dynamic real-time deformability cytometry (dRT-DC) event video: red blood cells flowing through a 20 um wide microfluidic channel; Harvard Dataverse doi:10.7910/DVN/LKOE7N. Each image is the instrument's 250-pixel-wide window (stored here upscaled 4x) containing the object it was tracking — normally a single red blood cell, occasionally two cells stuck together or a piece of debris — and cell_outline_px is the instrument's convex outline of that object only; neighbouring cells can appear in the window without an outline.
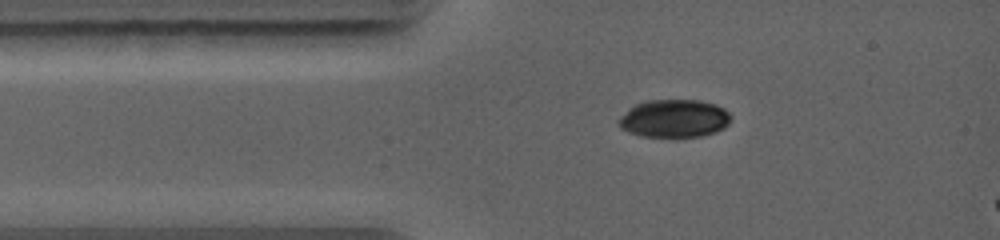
{"species": "common noctule bat (a hibernating species)", "species_latin": "Nyctalus noctula", "temperature_condition": "warm", "stored_images_in_passage": 3, "camera_frame_rate_fps": 5000, "um_per_image_px": 0.085, "animal": {"sex": "female", "body_mass_g": 19.0, "forearm_length_mm": 56.7}, "frame": {"image": 1, "passage_image": 3, "time_ms": 2.4, "image_size_px": [1000, 240], "cell_outline_px": [[732, 120], [724, 128], [716, 132], [704, 136], [640, 136], [628, 132], [620, 128], [620, 116], [628, 108], [644, 100], [700, 100], [716, 104], [724, 108], [732, 116]], "centroid_in_image_um": [57.34, 10.06], "position_along_channel_um": 27.7, "area_um2": 24.97}}